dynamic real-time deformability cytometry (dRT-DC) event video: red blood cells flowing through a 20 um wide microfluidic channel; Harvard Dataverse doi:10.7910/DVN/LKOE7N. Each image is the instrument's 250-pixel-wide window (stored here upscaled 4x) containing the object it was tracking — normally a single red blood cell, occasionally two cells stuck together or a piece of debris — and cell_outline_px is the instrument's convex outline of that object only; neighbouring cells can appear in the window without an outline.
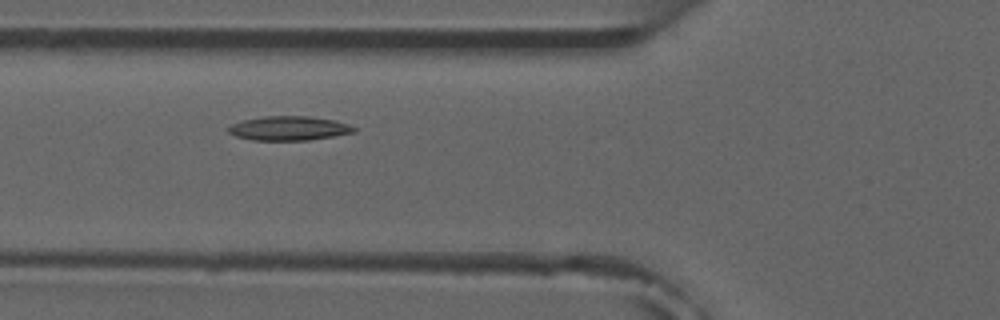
{"species": "common noctule bat (a hibernating species)", "species_latin": "Nyctalus noctula", "temperature_condition": "room temperature", "stored_images_in_passage": 5, "camera_frame_rate_fps": 3000, "um_per_image_px": 0.085, "animal": {"sex": "male", "forearm_length_mm": 52.5}, "frame": {"image": 1, "passage_image": 4, "time_ms": 4.667, "image_size_px": [1000, 320], "cell_outline_px": [[356, 132], [308, 140], [252, 140], [236, 136], [228, 132], [228, 128], [232, 124], [244, 120], [264, 116], [308, 116], [332, 120], [348, 124], [356, 128]], "centroid_in_image_um": [24.55, 10.9], "position_along_channel_um": 101.2, "area_um2": 17.51}}
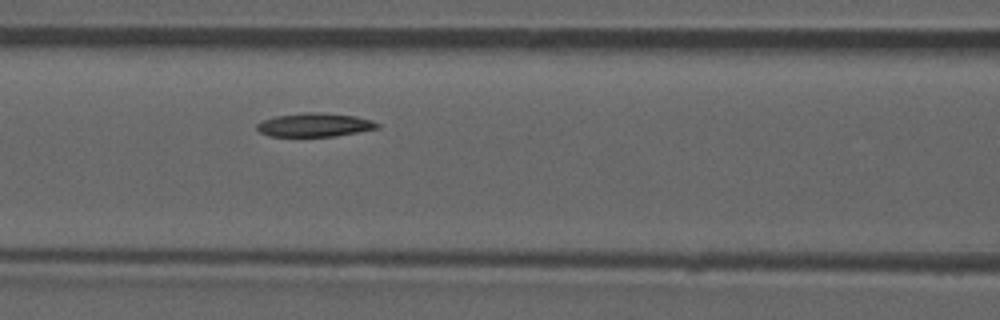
{"frame": {"image": 2, "passage_image": 5, "time_ms": 5.667, "image_size_px": [1000, 320], "cell_outline_px": [[380, 128], [336, 136], [268, 136], [260, 132], [256, 128], [256, 124], [260, 120], [276, 116], [304, 112], [320, 112], [356, 116], [372, 120], [380, 124]], "centroid_in_image_um": [26.74, 10.61], "position_along_channel_um": 139.9, "area_um2": 16.76}}